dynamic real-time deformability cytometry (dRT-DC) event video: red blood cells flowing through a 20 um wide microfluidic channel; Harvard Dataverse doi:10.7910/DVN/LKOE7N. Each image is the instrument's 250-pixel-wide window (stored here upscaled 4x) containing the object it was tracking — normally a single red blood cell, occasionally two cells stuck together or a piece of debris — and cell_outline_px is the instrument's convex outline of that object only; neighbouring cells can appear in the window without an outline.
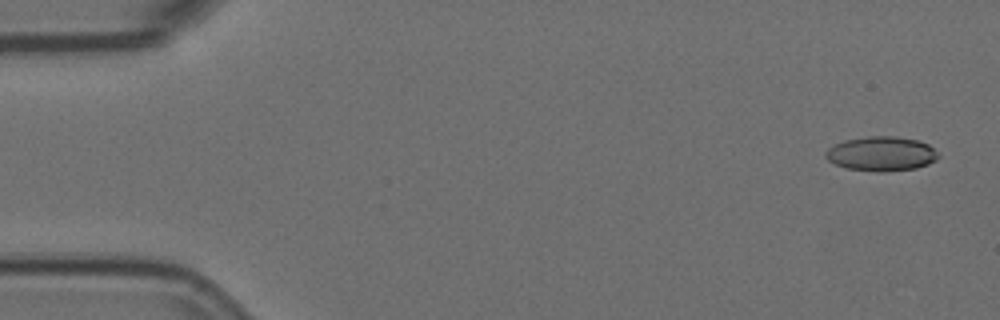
{"species": "Egyptian fruit bat (a non-hibernating species)", "species_latin": "Rousettus aegyptiacus", "temperature_condition": "room temperature", "stored_images_in_passage": 5, "camera_frame_rate_fps": 3000, "um_per_image_px": 0.085, "animal": {"sex": "female"}, "frame": {"image": 1, "passage_image": 1, "time_ms": 0.0, "image_size_px": [1000, 320], "cell_outline_px": [[940, 156], [936, 160], [928, 164], [916, 168], [884, 172], [876, 172], [848, 168], [836, 164], [828, 160], [824, 156], [824, 152], [828, 148], [844, 140], [868, 136], [896, 136], [920, 140], [928, 144]], "centroid_in_image_um": [74.92, 13.06], "position_along_channel_um": 10.1, "area_um2": 22.72}}
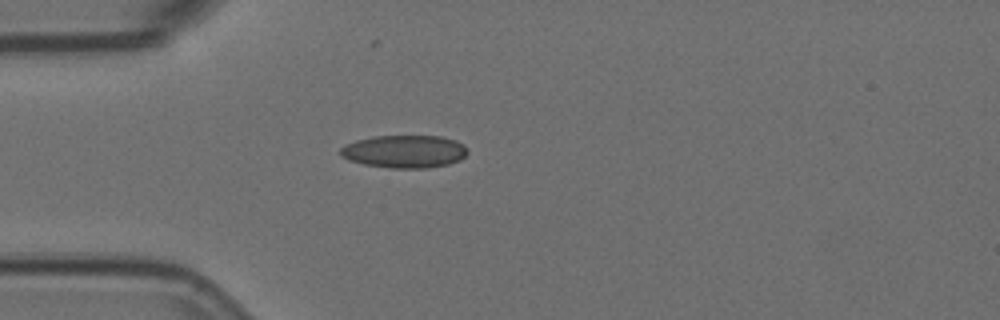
{"frame": {"image": 2, "passage_image": 5, "time_ms": 1.333, "image_size_px": [1000, 320], "cell_outline_px": [[468, 152], [460, 160], [448, 164], [428, 168], [392, 168], [364, 164], [348, 160], [340, 156], [340, 148], [344, 144], [356, 140], [372, 136], [444, 136], [456, 140], [464, 144], [468, 148]], "centroid_in_image_um": [34.38, 12.87], "position_along_channel_um": 50.6, "area_um2": 24.57}}